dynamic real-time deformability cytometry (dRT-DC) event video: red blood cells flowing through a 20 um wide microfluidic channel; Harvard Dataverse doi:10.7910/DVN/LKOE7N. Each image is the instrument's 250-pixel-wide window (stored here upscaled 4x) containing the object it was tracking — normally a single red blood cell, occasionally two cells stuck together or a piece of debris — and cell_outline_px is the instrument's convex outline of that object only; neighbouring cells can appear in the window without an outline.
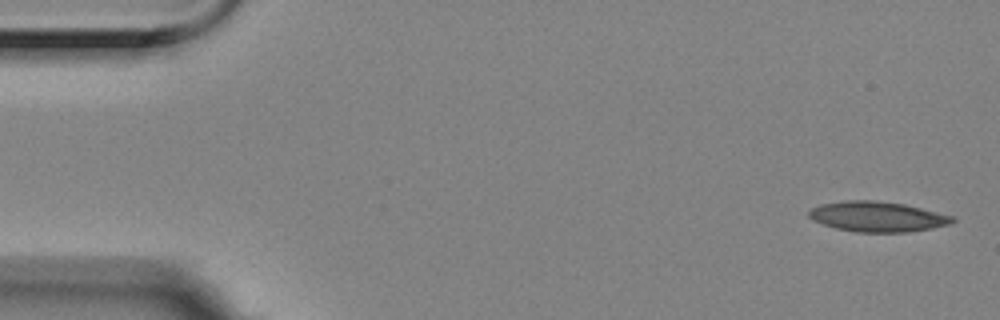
{"species": "Egyptian fruit bat (a non-hibernating species)", "species_latin": "Rousettus aegyptiacus", "temperature_condition": "room temperature", "stored_images_in_passage": 55, "camera_frame_rate_fps": 3000, "um_per_image_px": 0.085, "animal": {"sex": "female"}, "frame": {"image": 1, "passage_image": 1, "time_ms": 0.0, "image_size_px": [1000, 320], "cell_outline_px": [[956, 220], [948, 224], [932, 228], [908, 232], [856, 232], [836, 228], [812, 220], [808, 216], [808, 212], [812, 208], [820, 204], [848, 200], [876, 200], [904, 204], [956, 216]], "centroid_in_image_um": [74.59, 18.41], "position_along_channel_um": 10.4, "area_um2": 25.32}}
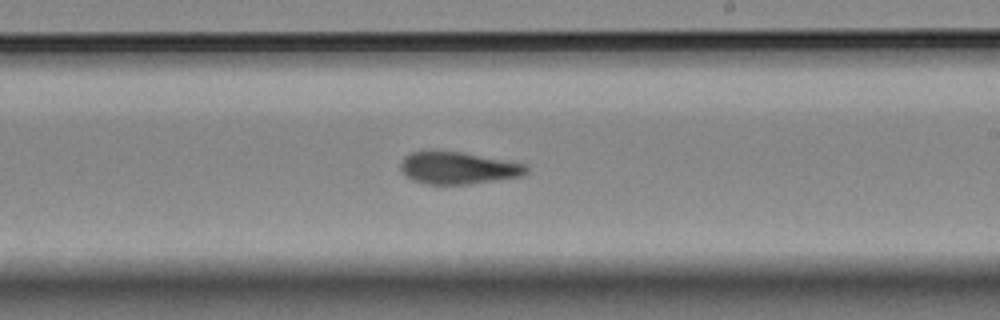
{"frame": {"image": 2, "passage_image": 32, "time_ms": 10.333, "image_size_px": [1000, 320], "cell_outline_px": [[528, 172], [524, 176], [468, 184], [424, 184], [412, 180], [404, 176], [400, 172], [400, 160], [404, 156], [412, 152], [432, 148], [460, 152], [528, 164]], "centroid_in_image_um": [38.87, 14.25], "position_along_channel_um": 250.1, "area_um2": 24.33}}
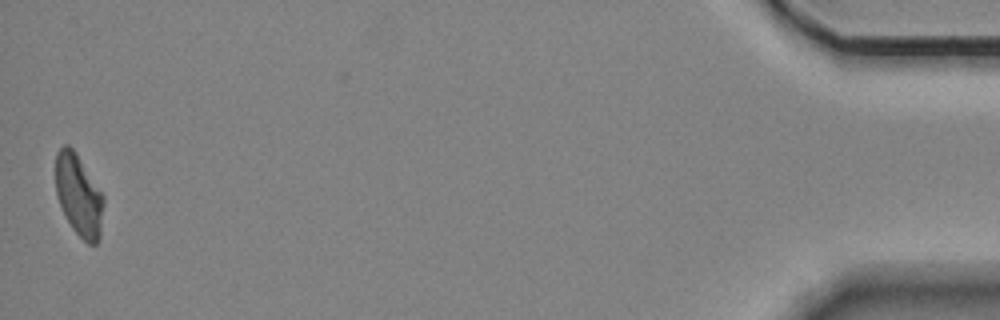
{"frame": {"image": 3, "passage_image": 55, "time_ms": 18.0, "image_size_px": [1000, 320], "cell_outline_px": [[104, 204], [100, 236], [96, 244], [88, 244], [72, 228], [60, 204], [56, 192], [56, 152], [64, 144], [68, 144], [76, 152], [104, 196]], "centroid_in_image_um": [6.71, 16.58], "position_along_channel_um": 428.5, "area_um2": 22.66}, "authors_computed_cell_mechanics": {"area_um2": 24.3338, "velocity_mm_per_s": 3.5164, "shape_relaxation_time_tau1_ms": null, "shape_relaxation_time_tau2_ms": 3.0287, "deformation_change_tau1": null, "deformation_change_tau2": 0.0938}}